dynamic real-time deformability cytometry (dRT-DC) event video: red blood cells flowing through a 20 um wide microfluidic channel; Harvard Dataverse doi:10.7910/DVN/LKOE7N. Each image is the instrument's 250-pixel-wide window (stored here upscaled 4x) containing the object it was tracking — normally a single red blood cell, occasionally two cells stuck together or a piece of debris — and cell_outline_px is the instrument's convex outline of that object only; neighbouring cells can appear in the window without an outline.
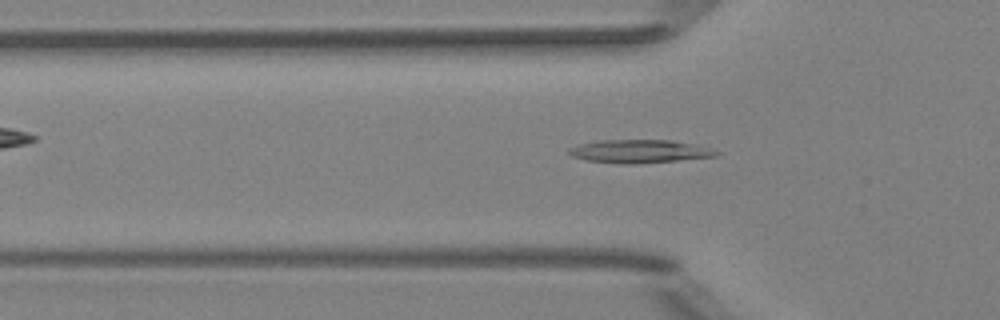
{"species": "Egyptian fruit bat (a non-hibernating species)", "species_latin": "Rousettus aegyptiacus", "temperature_condition": "room temperature", "stored_images_in_passage": 50, "camera_frame_rate_fps": 3000, "um_per_image_px": 0.085, "animal": {"sex": "female"}, "frame": {"image": 1, "passage_image": 16, "time_ms": 5.0, "image_size_px": [1000, 320], "cell_outline_px": [[720, 152], [716, 156], [676, 160], [632, 164], [624, 164], [588, 160], [572, 156], [568, 152], [568, 148], [580, 144], [596, 140], [672, 140], [708, 148]], "centroid_in_image_um": [54.3, 12.85], "position_along_channel_um": 71.5, "area_um2": 19.54}}
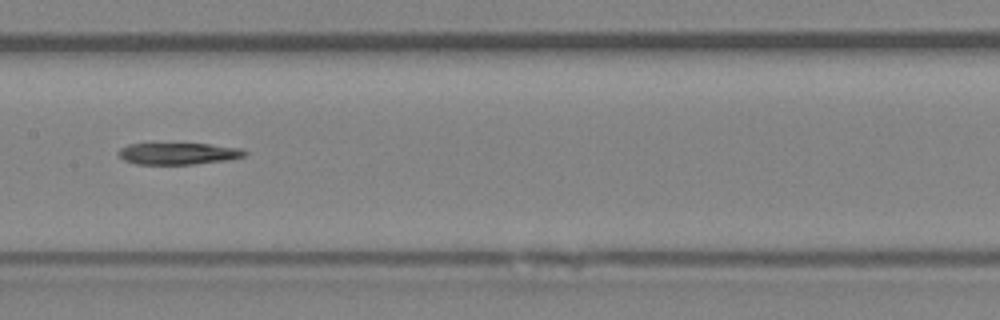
{"frame": {"image": 2, "passage_image": 25, "time_ms": 8.0, "image_size_px": [1000, 320], "cell_outline_px": [[248, 152], [244, 156], [228, 160], [192, 164], [136, 164], [124, 160], [116, 152], [120, 148], [128, 144], [208, 144], [240, 148]], "centroid_in_image_um": [15.14, 13.06], "position_along_channel_um": 192.3, "area_um2": 15.84}}
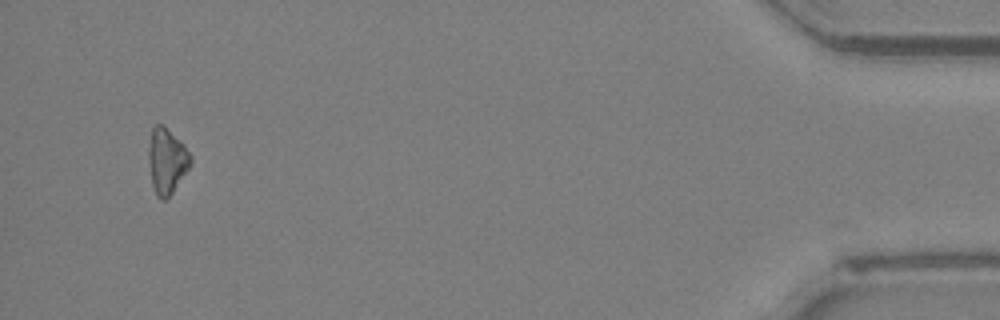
{"frame": {"image": 3, "passage_image": 48, "time_ms": 15.667, "image_size_px": [1000, 320], "cell_outline_px": [[192, 164], [172, 192], [164, 200], [160, 200], [156, 196], [152, 184], [148, 160], [148, 148], [152, 128], [156, 124], [164, 124], [184, 144], [192, 156]], "centroid_in_image_um": [14.18, 13.65], "position_along_channel_um": 421.0, "area_um2": 16.18}}